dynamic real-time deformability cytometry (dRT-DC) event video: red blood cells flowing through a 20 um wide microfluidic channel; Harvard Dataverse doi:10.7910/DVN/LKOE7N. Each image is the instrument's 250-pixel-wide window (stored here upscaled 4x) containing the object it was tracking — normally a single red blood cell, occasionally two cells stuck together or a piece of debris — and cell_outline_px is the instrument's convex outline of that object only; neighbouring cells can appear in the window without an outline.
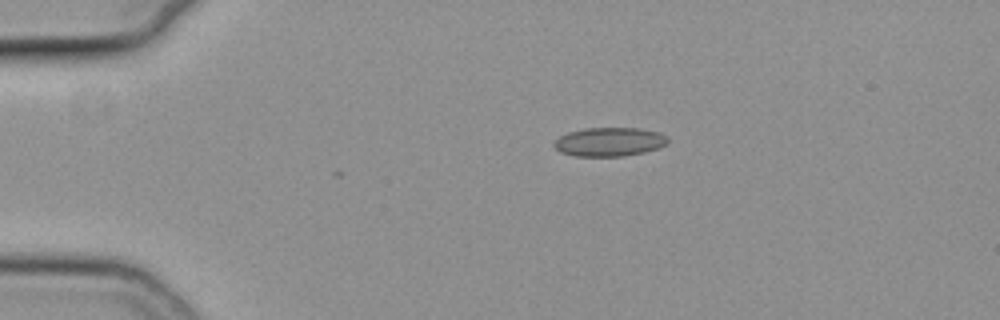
{"species": "common noctule bat (a hibernating species)", "species_latin": "Nyctalus noctula", "temperature_condition": "cold", "stored_images_in_passage": 44, "camera_frame_rate_fps": 3000, "um_per_image_px": 0.085, "animal": {"sex": "female", "body_mass_g": 19.3, "forearm_length_mm": 54.1}, "frame": {"image": 1, "passage_image": 1, "time_ms": 0.0, "image_size_px": [1000, 320], "cell_outline_px": [[668, 144], [660, 148], [644, 152], [624, 156], [576, 156], [560, 152], [552, 144], [560, 136], [568, 132], [584, 128], [640, 128], [656, 132], [668, 136]], "centroid_in_image_um": [51.82, 12.06], "position_along_channel_um": 33.2, "area_um2": 19.19}}
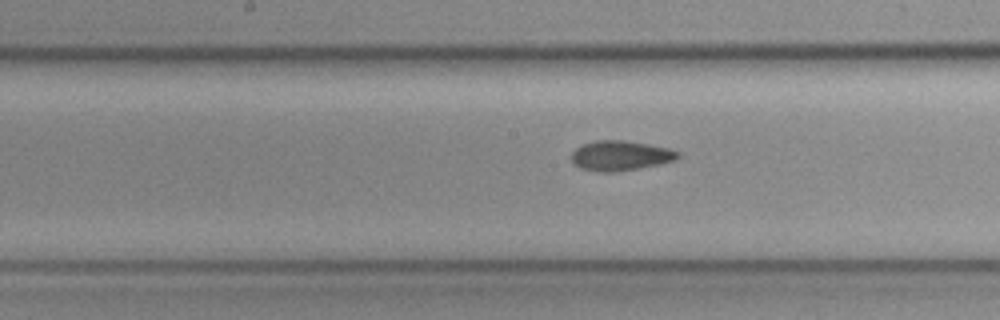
{"frame": {"image": 2, "passage_image": 18, "time_ms": 5.667, "image_size_px": [1000, 320], "cell_outline_px": [[680, 156], [676, 160], [660, 164], [616, 172], [596, 172], [580, 168], [572, 160], [572, 152], [576, 148], [584, 144], [596, 140], [624, 140], [648, 144], [668, 148], [680, 152]], "centroid_in_image_um": [52.75, 13.23], "position_along_channel_um": 195.4, "area_um2": 18.55}}
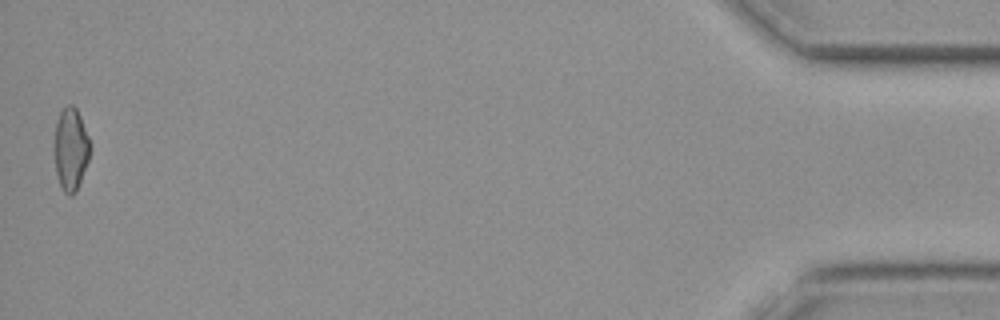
{"frame": {"image": 3, "passage_image": 44, "time_ms": 14.333, "image_size_px": [1000, 320], "cell_outline_px": [[88, 160], [76, 192], [72, 196], [68, 196], [64, 192], [60, 184], [56, 172], [52, 148], [56, 120], [60, 112], [68, 104], [72, 104], [76, 108], [80, 116], [88, 136]], "centroid_in_image_um": [5.95, 12.67], "position_along_channel_um": 429.2, "area_um2": 17.28}, "authors_computed_cell_mechanics": {"area_um2": 18.1203, "velocity_mm_per_s": 3.7997, "shape_relaxation_time_tau1_ms": null, "shape_relaxation_time_tau2_ms": 2.4812, "deformation_change_tau1": null, "deformation_change_tau2": 0.0851}}